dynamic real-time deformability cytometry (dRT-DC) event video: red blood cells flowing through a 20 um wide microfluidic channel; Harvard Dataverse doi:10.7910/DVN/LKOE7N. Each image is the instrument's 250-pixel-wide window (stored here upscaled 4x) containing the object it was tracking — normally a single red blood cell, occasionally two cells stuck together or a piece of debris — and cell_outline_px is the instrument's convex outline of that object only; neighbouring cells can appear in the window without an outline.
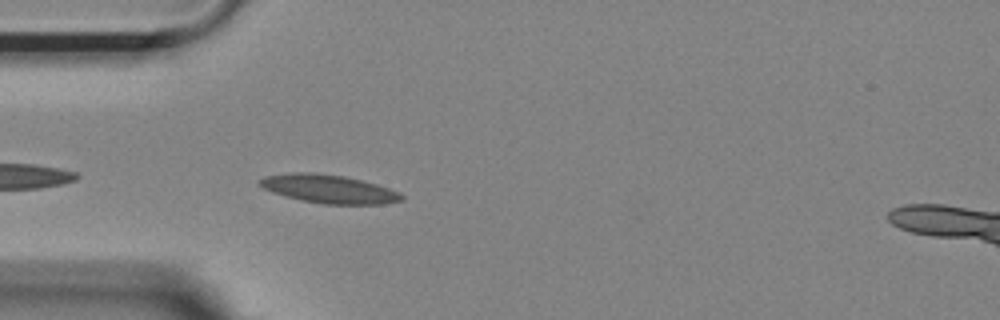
{"species": "Egyptian fruit bat (a non-hibernating species)", "species_latin": "Rousettus aegyptiacus", "temperature_condition": "room temperature", "stored_images_in_passage": 6, "camera_frame_rate_fps": 3000, "um_per_image_px": 0.085, "animal": {"sex": "female"}, "frame": {"image": 1, "passage_image": 3, "time_ms": 0.667, "image_size_px": [1000, 320], "cell_outline_px": [[404, 200], [384, 204], [324, 204], [300, 200], [272, 192], [256, 184], [264, 176], [292, 172], [316, 172], [344, 176], [376, 184], [400, 192], [404, 196]], "centroid_in_image_um": [27.94, 16.06], "position_along_channel_um": 57.1, "area_um2": 23.58}}